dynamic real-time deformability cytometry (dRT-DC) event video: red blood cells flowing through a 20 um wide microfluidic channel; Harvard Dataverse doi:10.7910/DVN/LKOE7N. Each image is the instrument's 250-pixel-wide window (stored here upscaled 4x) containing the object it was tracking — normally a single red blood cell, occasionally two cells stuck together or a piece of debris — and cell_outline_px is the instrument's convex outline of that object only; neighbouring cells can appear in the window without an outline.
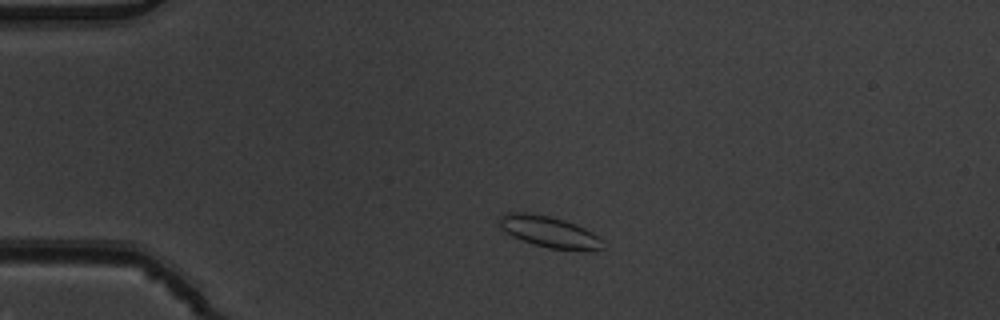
{"species": "common noctule bat (a hibernating species)", "species_latin": "Nyctalus noctula", "temperature_condition": "warm", "stored_images_in_passage": 3, "camera_frame_rate_fps": 3000, "um_per_image_px": 0.085, "animal": {"sex": "male", "body_mass_g": 19.5, "forearm_length_mm": 54.6}, "frame": {"image": 1, "passage_image": 2, "time_ms": 0.333, "image_size_px": [1000, 320], "cell_outline_px": [[604, 248], [548, 248], [532, 244], [512, 236], [500, 228], [496, 224], [500, 216], [504, 212], [528, 212], [548, 216], [564, 220], [576, 224], [592, 232], [600, 240]], "centroid_in_image_um": [46.52, 19.65], "position_along_channel_um": 38.5, "area_um2": 18.38}}